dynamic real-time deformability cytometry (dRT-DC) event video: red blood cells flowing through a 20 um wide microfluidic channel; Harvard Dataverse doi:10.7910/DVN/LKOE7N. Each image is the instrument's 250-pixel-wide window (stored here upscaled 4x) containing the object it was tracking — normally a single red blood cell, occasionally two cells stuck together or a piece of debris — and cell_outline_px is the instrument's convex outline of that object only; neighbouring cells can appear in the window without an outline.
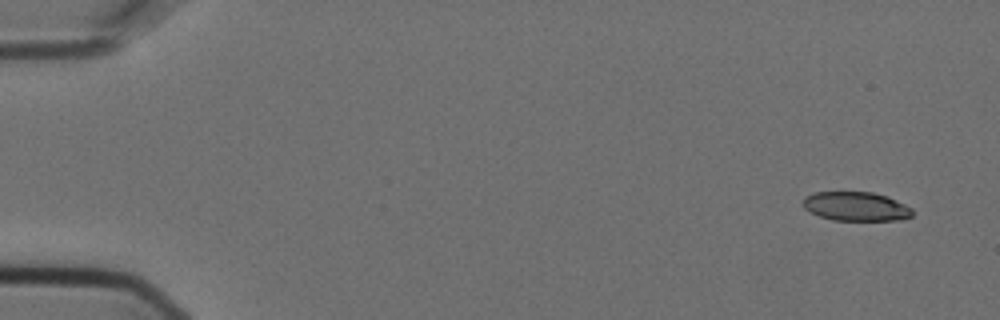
{"species": "Egyptian fruit bat (a non-hibernating species)", "species_latin": "Rousettus aegyptiacus", "temperature_condition": "cold", "stored_images_in_passage": 3, "camera_frame_rate_fps": 3000, "um_per_image_px": 0.085, "animal": {"sex": "female"}, "frame": {"image": 1, "passage_image": 1, "time_ms": 0.0, "image_size_px": [1000, 320], "cell_outline_px": [[912, 216], [900, 220], [832, 220], [808, 212], [800, 204], [804, 196], [812, 192], [872, 192], [888, 196], [912, 208]], "centroid_in_image_um": [72.7, 17.54], "position_along_channel_um": 12.3, "area_um2": 18.79}}